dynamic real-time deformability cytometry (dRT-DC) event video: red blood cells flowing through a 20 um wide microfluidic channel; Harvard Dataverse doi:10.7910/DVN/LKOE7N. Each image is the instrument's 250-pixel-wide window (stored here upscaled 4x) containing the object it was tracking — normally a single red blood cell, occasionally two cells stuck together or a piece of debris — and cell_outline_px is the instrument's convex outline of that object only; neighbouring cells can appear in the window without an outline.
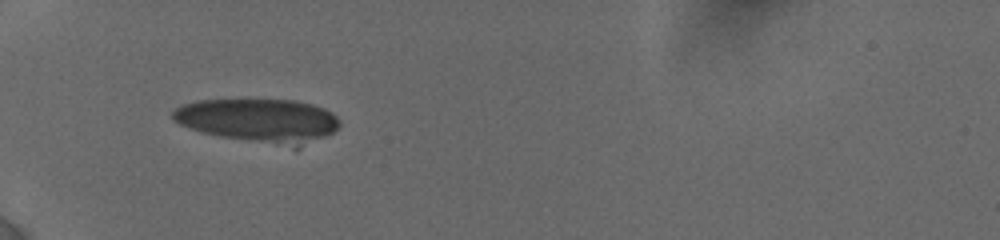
{"species": "human", "species_latin": "Homo sapiens", "temperature_condition": "cold", "stored_images_in_passage": 50, "camera_frame_rate_fps": 3000, "um_per_image_px": 0.085, "donor": {"sex": "female"}, "frame": {"image": 1, "passage_image": 1, "time_ms": 0.0, "image_size_px": [1000, 240], "cell_outline_px": [[340, 128], [300, 148], [292, 148], [220, 136], [200, 132], [180, 124], [172, 120], [172, 112], [180, 104], [196, 100], [244, 96], [296, 100], [312, 104], [324, 108], [336, 116], [340, 120]], "centroid_in_image_um": [21.98, 10.19], "position_along_channel_um": 63.0, "area_um2": 44.27}}
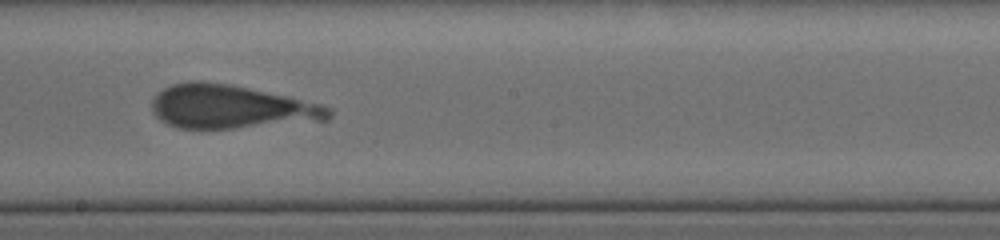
{"frame": {"image": 2, "passage_image": 23, "time_ms": 4.667, "image_size_px": [1000, 240], "cell_outline_px": [[332, 116], [328, 120], [236, 128], [176, 128], [160, 120], [152, 112], [152, 100], [156, 92], [172, 84], [192, 80], [200, 80], [232, 84], [288, 96], [320, 104], [332, 108]], "centroid_in_image_um": [19.61, 9.07], "position_along_channel_um": 228.6, "area_um2": 45.26}}
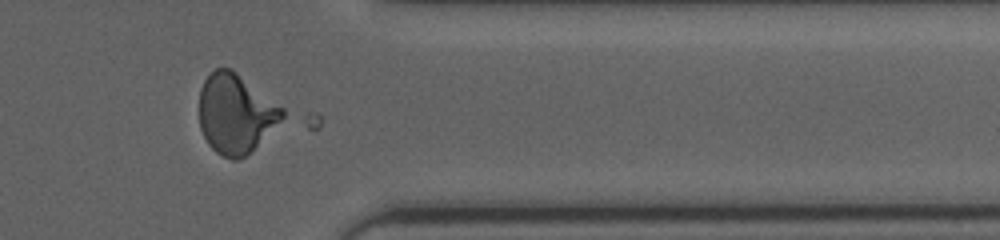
{"frame": {"image": 3, "passage_image": 40, "time_ms": 9.0, "image_size_px": [1000, 240], "cell_outline_px": [[284, 116], [244, 156], [236, 160], [232, 160], [216, 152], [208, 144], [200, 128], [200, 88], [204, 80], [216, 68], [232, 68], [284, 108]], "centroid_in_image_um": [19.99, 9.62], "position_along_channel_um": 391.4, "area_um2": 37.74}}